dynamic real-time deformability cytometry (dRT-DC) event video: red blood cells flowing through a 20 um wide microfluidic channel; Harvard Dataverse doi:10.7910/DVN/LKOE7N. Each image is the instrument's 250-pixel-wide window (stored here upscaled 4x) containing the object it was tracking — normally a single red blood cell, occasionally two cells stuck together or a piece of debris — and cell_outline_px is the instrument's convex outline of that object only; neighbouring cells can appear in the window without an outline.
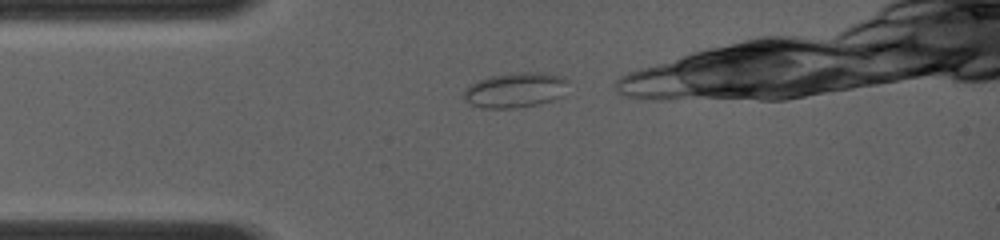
{"species": "common noctule bat (a hibernating species)", "species_latin": "Nyctalus noctula", "temperature_condition": "room temperature", "stored_images_in_passage": 9, "segment_of_instrument_passage": [1, 2], "camera_frame_rate_fps": 4000, "um_per_image_px": 0.085, "animal": {"sex": "female", "body_mass_g": 19.0, "forearm_length_mm": 56.7}, "frame": {"image": 1, "passage_image": 1, "time_ms": 0.0, "image_size_px": [1000, 240], "cell_outline_px": [[568, 80], [560, 96], [552, 100], [536, 104], [512, 108], [484, 108], [472, 104], [464, 100], [460, 96], [472, 84], [480, 80], [492, 76], [520, 72], [544, 72], [564, 76]], "centroid_in_image_um": [43.79, 7.65], "position_along_channel_um": 41.2, "area_um2": 20.98}}
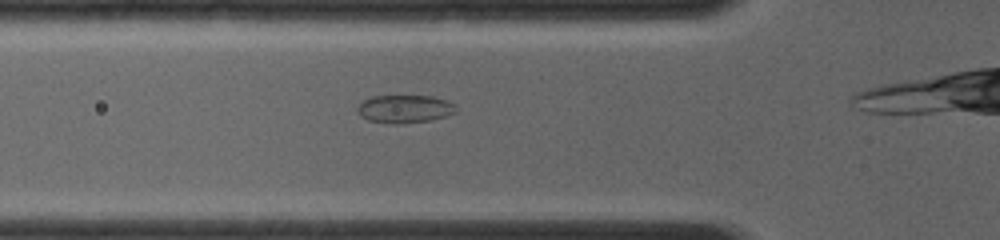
{"frame": {"image": 2, "passage_image": 6, "time_ms": 1.5, "image_size_px": [1000, 240], "cell_outline_px": [[456, 112], [432, 120], [400, 124], [388, 124], [368, 120], [360, 116], [356, 112], [356, 108], [364, 100], [372, 96], [432, 96], [448, 100], [456, 108]], "centroid_in_image_um": [34.36, 9.27], "position_along_channel_um": 91.4, "area_um2": 16.18}}
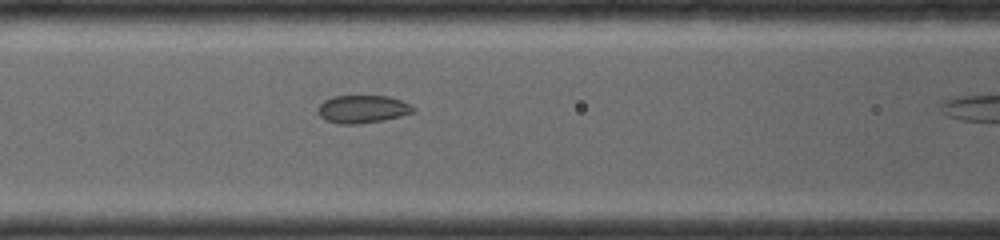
{"frame": {"image": 3, "passage_image": 8, "time_ms": 2.5, "image_size_px": [1000, 240], "cell_outline_px": [[416, 112], [400, 116], [380, 120], [356, 124], [336, 124], [324, 120], [316, 112], [316, 108], [324, 100], [332, 96], [388, 96], [400, 100], [416, 108]], "centroid_in_image_um": [30.76, 9.27], "position_along_channel_um": 135.8, "area_um2": 15.55}}